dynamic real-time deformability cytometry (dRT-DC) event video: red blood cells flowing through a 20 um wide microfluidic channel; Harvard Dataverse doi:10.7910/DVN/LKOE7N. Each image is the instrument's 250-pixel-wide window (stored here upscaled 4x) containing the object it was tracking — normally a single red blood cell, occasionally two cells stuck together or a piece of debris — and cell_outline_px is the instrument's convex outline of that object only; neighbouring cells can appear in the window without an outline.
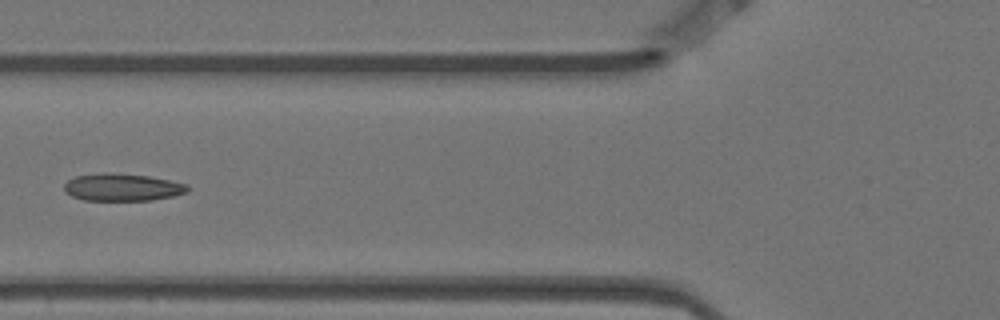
{"species": "Egyptian fruit bat (a non-hibernating species)", "species_latin": "Rousettus aegyptiacus", "temperature_condition": "warm", "stored_images_in_passage": 3, "camera_frame_rate_fps": 3000, "um_per_image_px": 0.085, "animal": {"sex": "female"}, "frame": {"image": 1, "passage_image": 3, "time_ms": 0.667, "image_size_px": [1000, 320], "cell_outline_px": [[188, 192], [172, 196], [152, 200], [84, 200], [72, 196], [64, 192], [64, 184], [68, 180], [76, 176], [100, 172], [104, 172], [148, 176], [172, 180], [188, 184]], "centroid_in_image_um": [10.39, 15.91], "position_along_channel_um": 115.4, "area_um2": 19.77}}